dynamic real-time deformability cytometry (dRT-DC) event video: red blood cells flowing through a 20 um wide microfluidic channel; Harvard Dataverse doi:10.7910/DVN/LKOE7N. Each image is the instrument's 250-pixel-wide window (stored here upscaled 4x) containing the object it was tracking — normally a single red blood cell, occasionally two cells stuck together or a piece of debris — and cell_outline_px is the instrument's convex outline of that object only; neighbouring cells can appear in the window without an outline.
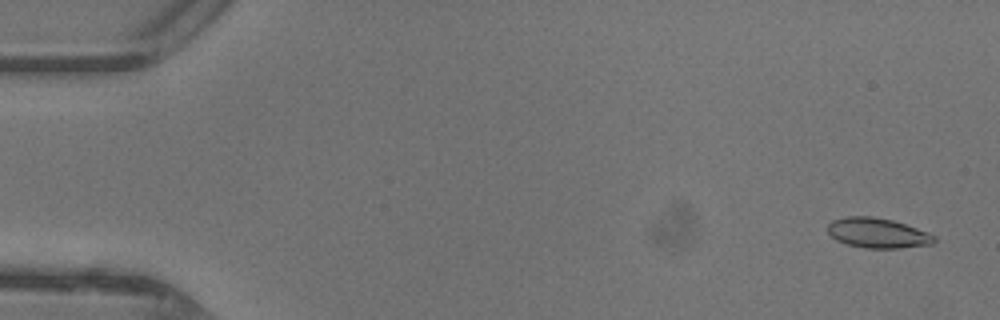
{"species": "common noctule bat (a hibernating species)", "species_latin": "Nyctalus noctula", "temperature_condition": "warm", "stored_images_in_passage": 47, "camera_frame_rate_fps": 3000, "um_per_image_px": 0.085, "animal": {"sex": "female"}, "frame": {"image": 1, "passage_image": 2, "time_ms": 0.333, "image_size_px": [1000, 320], "cell_outline_px": [[936, 240], [932, 244], [900, 248], [864, 248], [848, 244], [836, 240], [828, 232], [828, 224], [832, 220], [848, 216], [872, 216], [892, 220], [928, 232], [936, 236]], "centroid_in_image_um": [74.6, 19.8], "position_along_channel_um": 10.4, "area_um2": 18.55}}
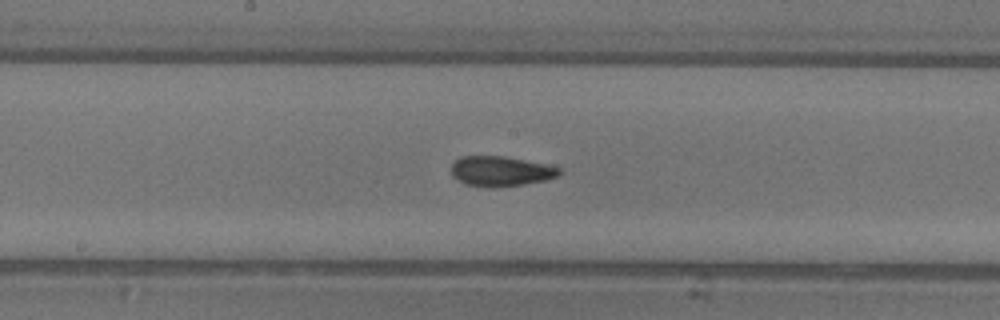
{"frame": {"image": 2, "passage_image": 25, "time_ms": 8.0, "image_size_px": [1000, 320], "cell_outline_px": [[560, 176], [544, 180], [524, 184], [492, 188], [464, 184], [456, 180], [452, 176], [452, 164], [460, 156], [504, 156], [544, 164], [560, 168]], "centroid_in_image_um": [42.52, 14.56], "position_along_channel_um": 205.7, "area_um2": 18.9}}
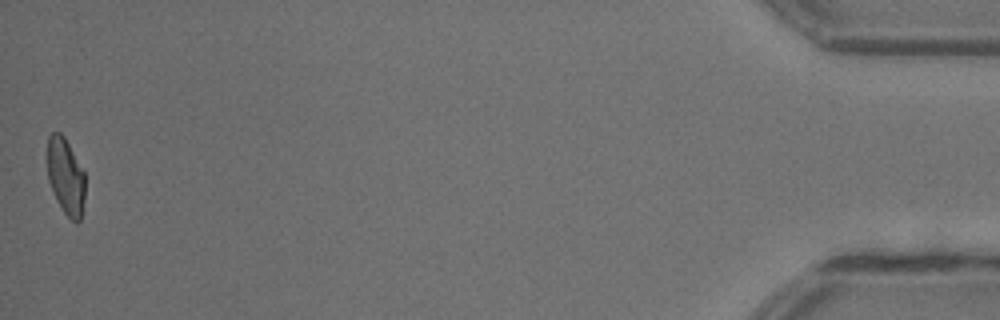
{"frame": {"image": 3, "passage_image": 47, "time_ms": 15.333, "image_size_px": [1000, 320], "cell_outline_px": [[84, 200], [80, 220], [76, 224], [64, 212], [56, 200], [48, 180], [48, 136], [52, 132], [60, 132], [64, 136], [84, 172]], "centroid_in_image_um": [5.58, 15.0], "position_along_channel_um": 429.6, "area_um2": 16.65}, "authors_computed_cell_mechanics": {"area_um2": 18.6694, "velocity_mm_per_s": 4.4019, "shape_relaxation_time_tau1_ms": 3.6093, "shape_relaxation_time_tau2_ms": 1.6479, "deformation_change_tau1": 0.1437, "deformation_change_tau2": 0.0788}}